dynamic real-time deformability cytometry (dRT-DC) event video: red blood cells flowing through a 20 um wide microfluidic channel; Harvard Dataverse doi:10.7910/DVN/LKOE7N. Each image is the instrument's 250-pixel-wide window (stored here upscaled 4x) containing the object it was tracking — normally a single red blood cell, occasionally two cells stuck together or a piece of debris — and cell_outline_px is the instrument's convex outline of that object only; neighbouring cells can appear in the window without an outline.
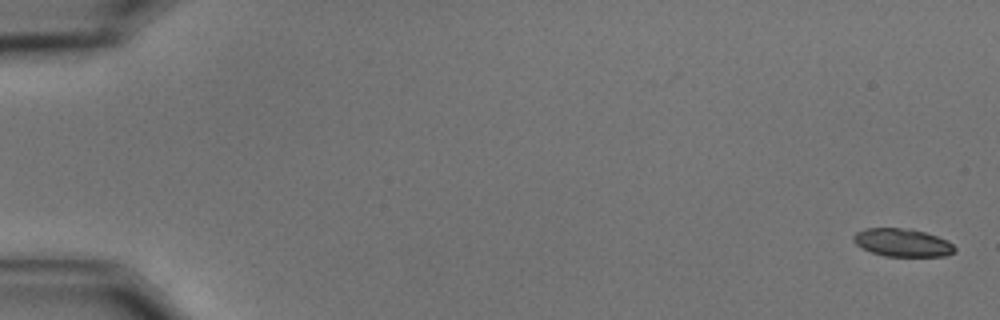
{"species": "common noctule bat (a hibernating species)", "species_latin": "Nyctalus noctula", "temperature_condition": "cold", "stored_images_in_passage": 57, "camera_frame_rate_fps": 3000, "um_per_image_px": 0.085, "animal": {"sex": "male", "body_mass_g": 15.6}, "frame": {"image": 1, "passage_image": 1, "time_ms": 0.0, "image_size_px": [1000, 320], "cell_outline_px": [[956, 252], [944, 256], [884, 256], [872, 252], [856, 244], [852, 240], [852, 236], [856, 232], [864, 228], [912, 228], [948, 240], [956, 248]], "centroid_in_image_um": [76.71, 20.61], "position_along_channel_um": 8.3, "area_um2": 16.59}}
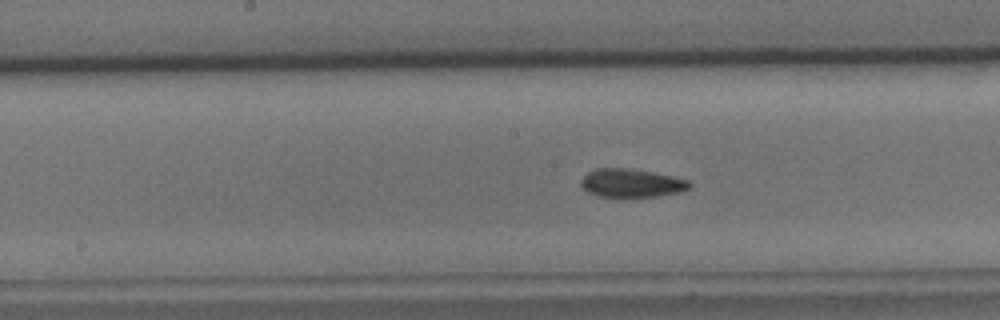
{"frame": {"image": 2, "passage_image": 30, "time_ms": 9.667, "image_size_px": [1000, 320], "cell_outline_px": [[692, 184], [688, 188], [680, 192], [656, 196], [600, 196], [588, 192], [580, 184], [580, 180], [588, 172], [596, 168], [624, 168], [652, 172], [672, 176], [688, 180]], "centroid_in_image_um": [53.66, 15.55], "position_along_channel_um": 194.5, "area_um2": 17.63}}
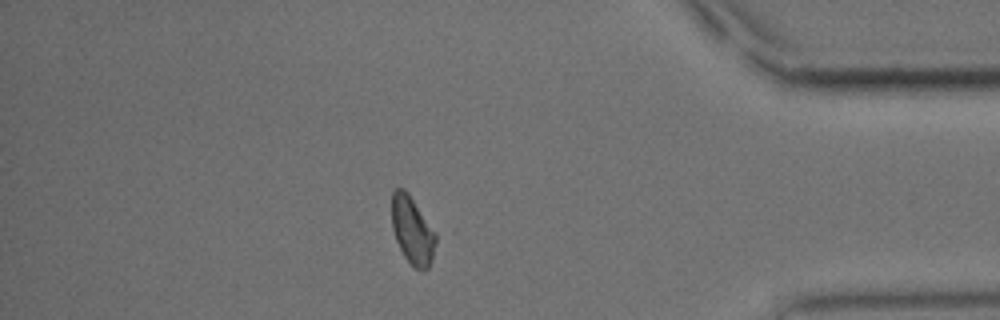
{"frame": {"image": 3, "passage_image": 50, "time_ms": 16.333, "image_size_px": [1000, 320], "cell_outline_px": [[436, 240], [432, 260], [428, 268], [424, 272], [420, 272], [404, 256], [396, 240], [392, 228], [392, 192], [396, 188], [404, 188], [408, 192], [436, 232]], "centroid_in_image_um": [35.06, 19.58], "position_along_channel_um": 400.1, "area_um2": 17.4}, "authors_computed_cell_mechanics": {"area_um2": 17.8024, "velocity_mm_per_s": 3.5393, "shape_relaxation_time_tau1_ms": 9.3964, "shape_relaxation_time_tau2_ms": 6.4767, "deformation_change_tau1": 0.1642, "deformation_change_tau2": 0.12}}